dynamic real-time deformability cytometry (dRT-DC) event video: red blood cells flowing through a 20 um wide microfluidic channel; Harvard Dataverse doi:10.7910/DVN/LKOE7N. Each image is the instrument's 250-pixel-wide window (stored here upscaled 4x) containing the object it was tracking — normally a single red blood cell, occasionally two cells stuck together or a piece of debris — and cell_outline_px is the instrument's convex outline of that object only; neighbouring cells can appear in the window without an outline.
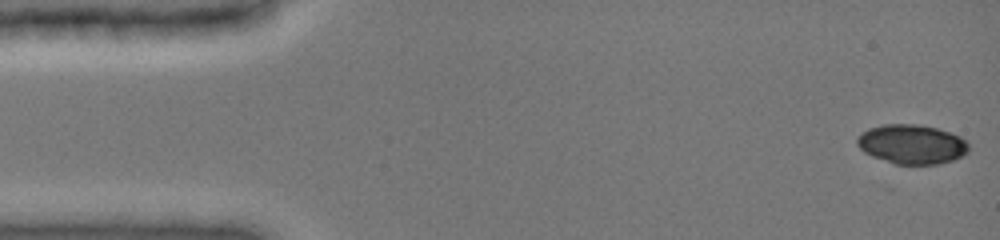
{"species": "common noctule bat (a hibernating species)", "species_latin": "Nyctalus noctula", "temperature_condition": "cold", "stored_images_in_passage": 20, "camera_frame_rate_fps": 3000, "um_per_image_px": 0.085, "animal": {"sex": "female", "body_mass_g": 19.0, "forearm_length_mm": 51.5}, "frame": {"image": 1, "passage_image": 1, "time_ms": 0.0, "image_size_px": [1000, 240], "cell_outline_px": [[968, 152], [964, 156], [952, 160], [936, 164], [896, 164], [872, 156], [864, 152], [856, 144], [856, 140], [868, 128], [884, 124], [916, 124], [936, 128], [960, 136], [968, 144]], "centroid_in_image_um": [77.5, 12.26], "position_along_channel_um": 7.5, "area_um2": 25.43}}
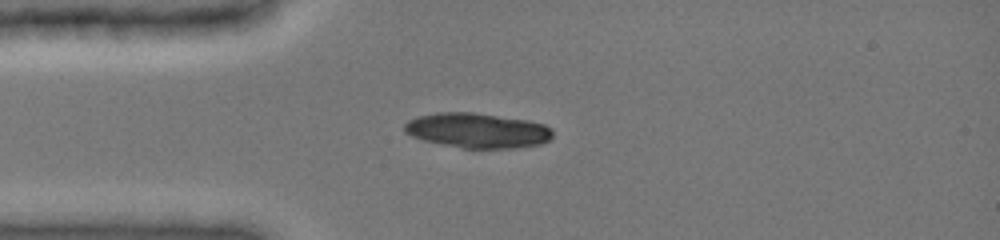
{"frame": {"image": 2, "passage_image": 16, "time_ms": 3.667, "image_size_px": [1000, 240], "cell_outline_px": [[552, 136], [548, 140], [540, 144], [516, 148], [464, 148], [440, 144], [424, 140], [412, 136], [404, 132], [404, 124], [408, 120], [416, 116], [436, 112], [472, 112], [528, 120], [544, 124], [552, 128]], "centroid_in_image_um": [40.56, 11.08], "position_along_channel_um": 44.4, "area_um2": 30.29}}